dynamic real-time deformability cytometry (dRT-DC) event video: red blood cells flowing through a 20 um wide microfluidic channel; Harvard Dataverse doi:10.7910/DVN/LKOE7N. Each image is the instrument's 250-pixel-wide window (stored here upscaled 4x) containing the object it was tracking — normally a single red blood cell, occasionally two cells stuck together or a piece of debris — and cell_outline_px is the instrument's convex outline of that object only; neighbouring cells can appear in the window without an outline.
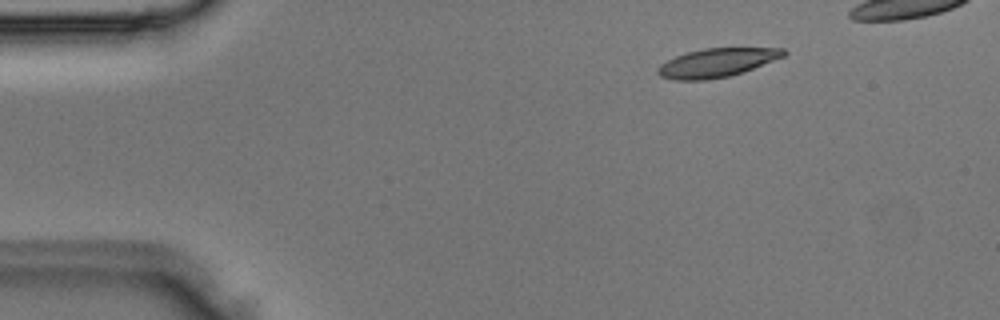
{"species": "Egyptian fruit bat (a non-hibernating species)", "species_latin": "Rousettus aegyptiacus", "temperature_condition": "room temperature", "stored_images_in_passage": 3, "camera_frame_rate_fps": 3000, "um_per_image_px": 0.085, "animal": {"sex": "male"}, "frame": {"image": 1, "passage_image": 1, "time_ms": 0.0, "image_size_px": [1000, 320], "cell_outline_px": [[788, 52], [784, 56], [744, 72], [728, 76], [708, 80], [672, 80], [660, 76], [656, 72], [656, 68], [660, 64], [676, 56], [688, 52], [704, 48], [784, 48]], "centroid_in_image_um": [60.91, 5.34], "position_along_channel_um": 24.1, "area_um2": 21.1}}